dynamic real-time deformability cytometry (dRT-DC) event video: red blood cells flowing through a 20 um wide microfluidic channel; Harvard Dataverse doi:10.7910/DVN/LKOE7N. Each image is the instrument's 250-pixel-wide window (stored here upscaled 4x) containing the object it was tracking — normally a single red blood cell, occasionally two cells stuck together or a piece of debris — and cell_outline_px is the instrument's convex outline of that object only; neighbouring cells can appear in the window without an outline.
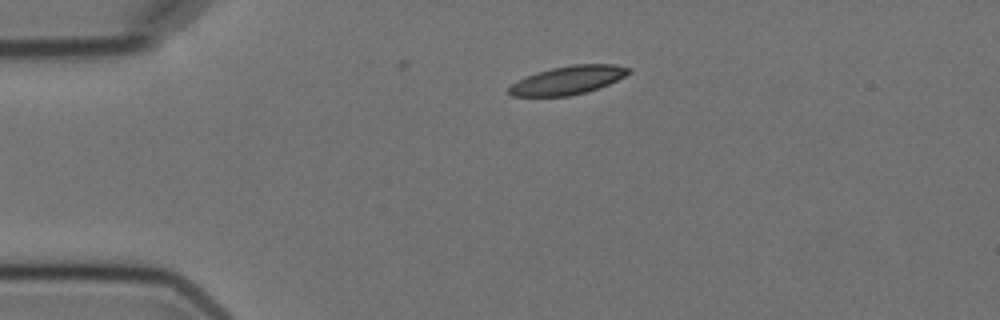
{"species": "Egyptian fruit bat (a non-hibernating species)", "species_latin": "Rousettus aegyptiacus", "temperature_condition": "cold", "stored_images_in_passage": 2, "camera_frame_rate_fps": 3000, "um_per_image_px": 0.085, "animal": {"sex": "female"}, "frame": {"image": 1, "passage_image": 1, "time_ms": 0.0, "image_size_px": [1000, 320], "cell_outline_px": [[632, 72], [600, 88], [588, 92], [568, 96], [512, 96], [508, 92], [508, 88], [512, 84], [536, 72], [552, 68], [572, 64], [616, 64], [632, 68]], "centroid_in_image_um": [48.32, 6.81], "position_along_channel_um": 36.7, "area_um2": 19.83}}
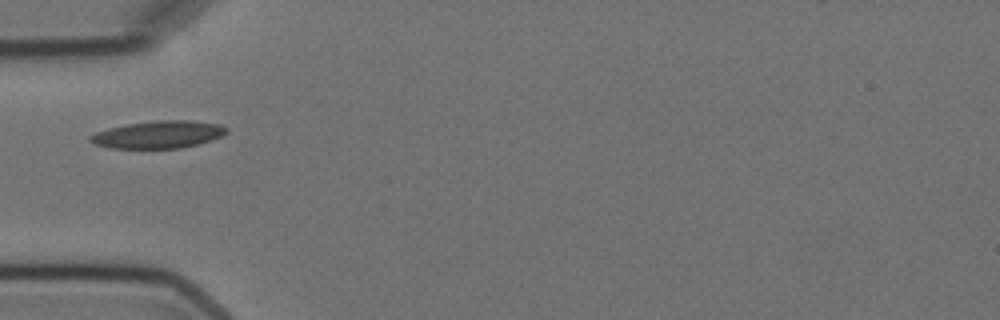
{"frame": {"image": 2, "passage_image": 2, "time_ms": 2.0, "image_size_px": [1000, 320], "cell_outline_px": [[228, 132], [212, 140], [180, 148], [108, 148], [92, 144], [88, 140], [88, 136], [96, 132], [108, 128], [128, 124], [156, 120], [192, 120], [220, 124], [228, 128]], "centroid_in_image_um": [13.43, 11.43], "position_along_channel_um": 71.6, "area_um2": 21.91}}